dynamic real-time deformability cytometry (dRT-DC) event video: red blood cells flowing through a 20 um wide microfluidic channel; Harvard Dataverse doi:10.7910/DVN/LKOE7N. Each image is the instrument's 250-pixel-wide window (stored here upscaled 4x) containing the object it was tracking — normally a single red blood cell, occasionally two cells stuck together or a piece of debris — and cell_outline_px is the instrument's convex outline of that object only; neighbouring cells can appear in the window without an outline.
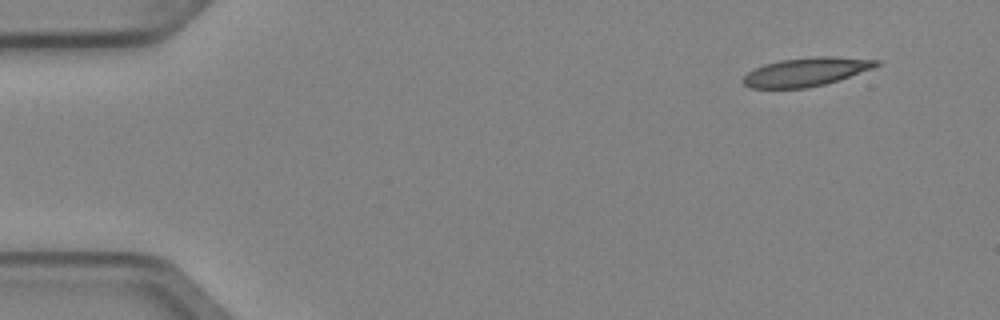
{"species": "Egyptian fruit bat (a non-hibernating species)", "species_latin": "Rousettus aegyptiacus", "temperature_condition": "cold", "stored_images_in_passage": 4, "camera_frame_rate_fps": 3000, "um_per_image_px": 0.085, "animal": {"sex": "female"}, "frame": {"image": 1, "passage_image": 1, "time_ms": 0.0, "image_size_px": [1000, 320], "cell_outline_px": [[880, 64], [872, 68], [824, 84], [808, 88], [748, 88], [740, 80], [748, 72], [764, 64], [780, 60], [812, 56], [832, 56], [880, 60]], "centroid_in_image_um": [68.47, 6.1], "position_along_channel_um": 16.5, "area_um2": 22.08}}
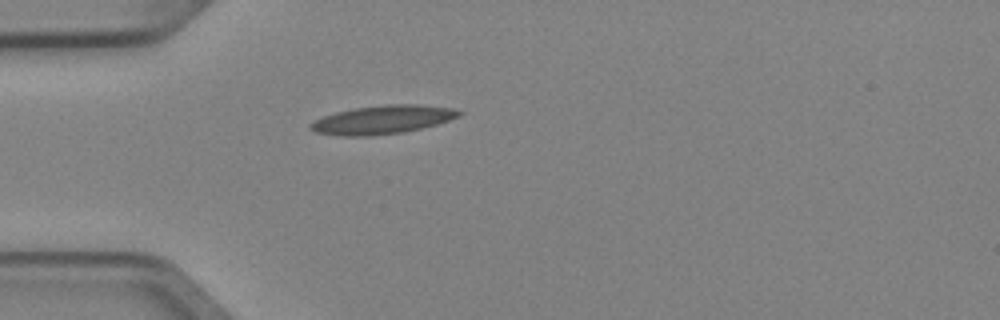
{"frame": {"image": 2, "passage_image": 4, "time_ms": 1.0, "image_size_px": [1000, 320], "cell_outline_px": [[464, 112], [460, 116], [436, 124], [404, 132], [368, 136], [344, 136], [316, 132], [308, 128], [308, 124], [312, 120], [336, 112], [356, 108], [384, 104], [420, 104], [452, 108]], "centroid_in_image_um": [32.49, 10.17], "position_along_channel_um": 52.5, "area_um2": 24.68}}